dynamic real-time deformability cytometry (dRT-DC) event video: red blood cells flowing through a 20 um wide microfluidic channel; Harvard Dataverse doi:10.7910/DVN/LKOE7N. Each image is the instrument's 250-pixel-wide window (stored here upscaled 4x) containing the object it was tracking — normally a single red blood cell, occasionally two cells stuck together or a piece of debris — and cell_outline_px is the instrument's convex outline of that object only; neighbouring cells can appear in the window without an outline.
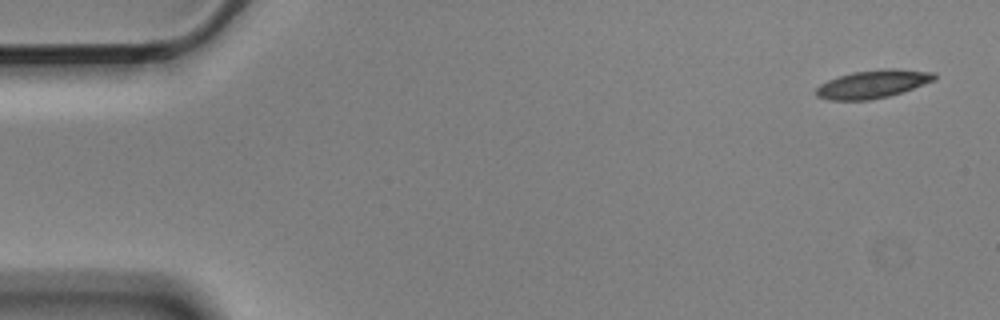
{"species": "Egyptian fruit bat (a non-hibernating species)", "species_latin": "Rousettus aegyptiacus", "temperature_condition": "cold", "stored_images_in_passage": 14, "camera_frame_rate_fps": 3000, "um_per_image_px": 0.085, "animal": {"sex": "male"}, "frame": {"image": 1, "passage_image": 1, "time_ms": 0.0, "image_size_px": [1000, 320], "cell_outline_px": [[936, 80], [904, 92], [888, 96], [868, 100], [828, 100], [816, 96], [816, 88], [820, 84], [828, 80], [852, 72], [884, 68], [892, 68], [936, 72]], "centroid_in_image_um": [74.23, 7.14], "position_along_channel_um": 10.8, "area_um2": 19.54}}
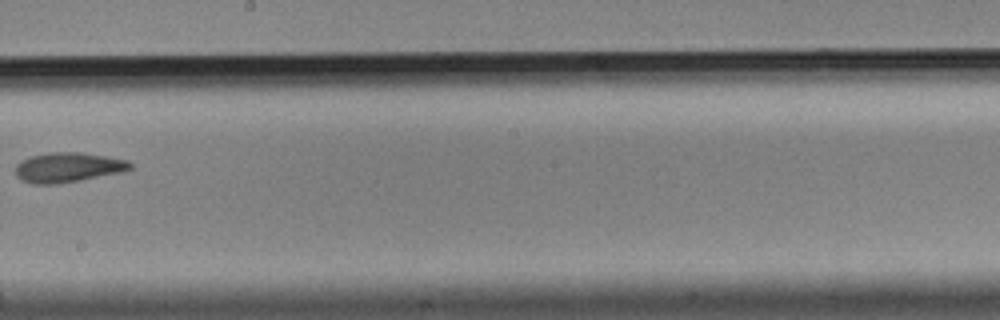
{"frame": {"image": 2, "passage_image": 8, "time_ms": 2.333, "image_size_px": [1000, 320], "cell_outline_px": [[132, 168], [120, 172], [80, 180], [56, 184], [32, 184], [20, 180], [16, 176], [16, 164], [20, 160], [32, 156], [52, 152], [80, 152], [128, 160], [132, 164]], "centroid_in_image_um": [5.74, 14.23], "position_along_channel_um": 242.5, "area_um2": 19.83}}
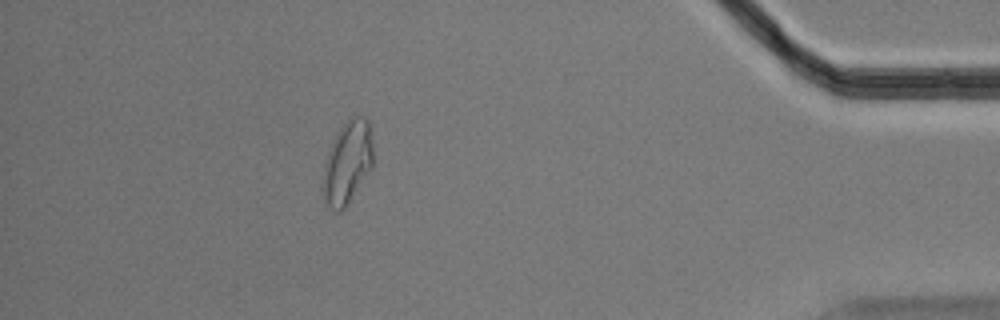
{"frame": {"image": 3, "passage_image": 13, "time_ms": 4.0, "image_size_px": [1000, 320], "cell_outline_px": [[372, 168], [344, 208], [340, 212], [336, 212], [328, 208], [324, 204], [324, 164], [332, 140], [336, 132], [348, 116], [364, 116], [368, 120], [372, 144]], "centroid_in_image_um": [29.52, 13.79], "position_along_channel_um": 405.7, "area_um2": 24.22}}